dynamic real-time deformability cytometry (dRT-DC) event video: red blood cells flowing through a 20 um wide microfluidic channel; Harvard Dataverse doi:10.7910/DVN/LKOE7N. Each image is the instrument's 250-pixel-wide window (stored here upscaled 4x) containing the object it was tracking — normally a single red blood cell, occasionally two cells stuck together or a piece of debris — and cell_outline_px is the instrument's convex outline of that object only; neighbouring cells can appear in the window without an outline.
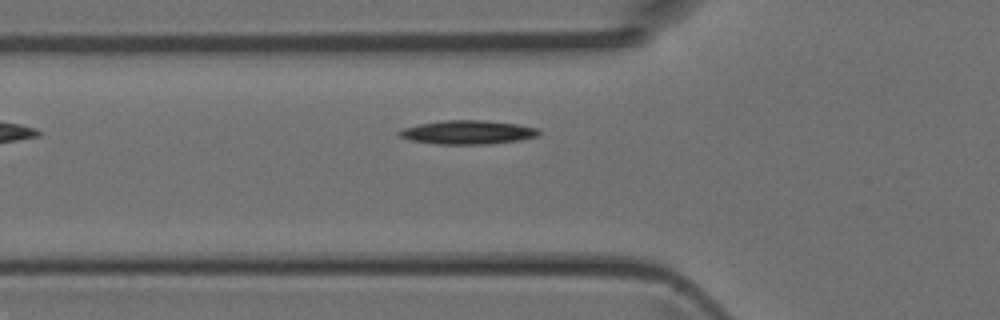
{"species": "Egyptian fruit bat (a non-hibernating species)", "species_latin": "Rousettus aegyptiacus", "temperature_condition": "room temperature", "stored_images_in_passage": 4, "camera_frame_rate_fps": 3000, "um_per_image_px": 0.085, "animal": {"sex": "female"}, "frame": {"image": 1, "passage_image": 4, "time_ms": 1.0, "image_size_px": [1000, 320], "cell_outline_px": [[540, 132], [536, 136], [520, 140], [488, 144], [436, 144], [412, 140], [400, 136], [396, 132], [404, 128], [420, 124], [444, 120], [480, 120], [516, 124], [536, 128]], "centroid_in_image_um": [39.74, 11.25], "position_along_channel_um": 86.1, "area_um2": 19.07}}